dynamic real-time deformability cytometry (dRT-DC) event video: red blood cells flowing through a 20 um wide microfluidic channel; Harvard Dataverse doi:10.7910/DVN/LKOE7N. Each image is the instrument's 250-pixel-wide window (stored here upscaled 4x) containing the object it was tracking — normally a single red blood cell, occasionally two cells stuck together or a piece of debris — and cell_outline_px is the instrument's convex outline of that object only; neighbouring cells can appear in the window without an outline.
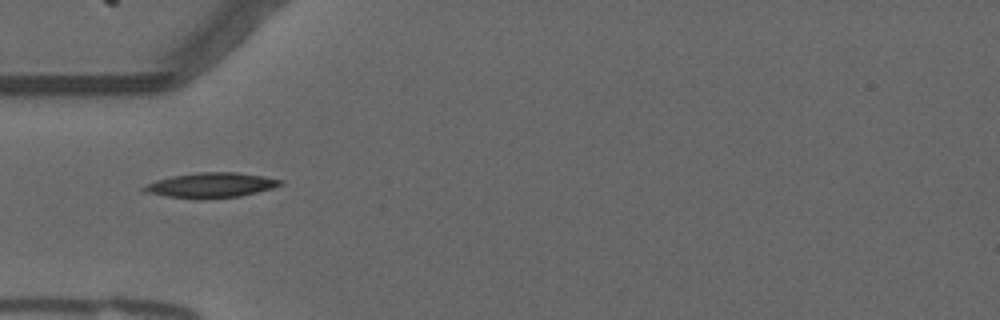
{"species": "common noctule bat (a hibernating species)", "species_latin": "Nyctalus noctula", "temperature_condition": "warm", "stored_images_in_passage": 39, "camera_frame_rate_fps": 3000, "um_per_image_px": 0.085, "animal": {"sex": "male", "forearm_length_mm": 52.5}, "frame": {"image": 1, "passage_image": 1, "time_ms": 0.0, "image_size_px": [1000, 320], "cell_outline_px": [[284, 184], [272, 188], [240, 196], [168, 196], [140, 192], [140, 188], [156, 180], [172, 176], [196, 172], [236, 172], [284, 180]], "centroid_in_image_um": [17.93, 15.69], "position_along_channel_um": 67.1, "area_um2": 18.96}}
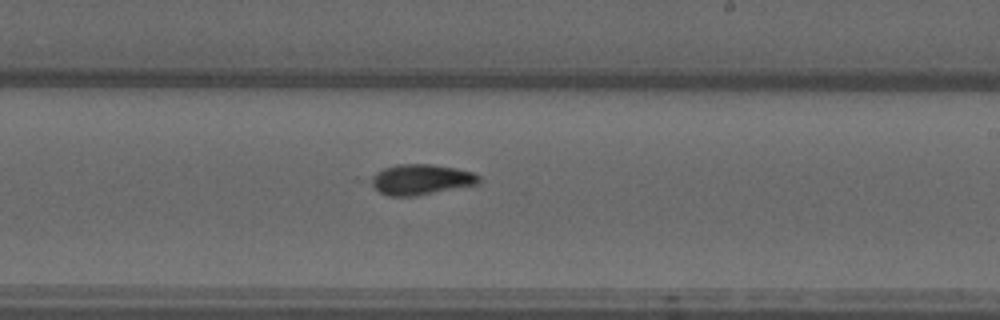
{"frame": {"image": 2, "passage_image": 16, "time_ms": 5.0, "image_size_px": [1000, 320], "cell_outline_px": [[480, 184], [416, 196], [388, 196], [380, 192], [360, 180], [384, 168], [396, 164], [432, 164], [456, 168], [472, 172], [480, 176]], "centroid_in_image_um": [35.66, 15.26], "position_along_channel_um": 253.3, "area_um2": 19.88}}
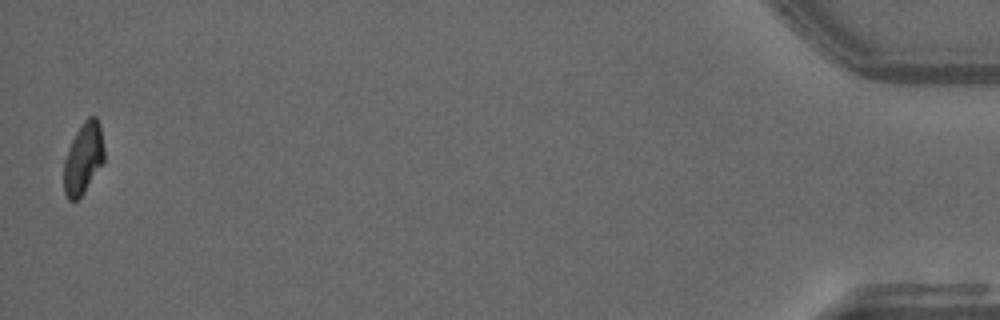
{"frame": {"image": 3, "passage_image": 38, "time_ms": 12.333, "image_size_px": [1000, 320], "cell_outline_px": [[104, 160], [80, 196], [76, 200], [68, 200], [64, 192], [64, 160], [68, 148], [76, 132], [84, 120], [88, 116], [96, 116], [100, 124], [104, 148]], "centroid_in_image_um": [7.07, 13.41], "position_along_channel_um": 428.1, "area_um2": 16.47}, "authors_computed_cell_mechanics": {"area_um2": 18.6116, "velocity_mm_per_s": 3.7191, "shape_relaxation_time_tau1_ms": 6.3598, "shape_relaxation_time_tau2_ms": 4.5182, "deformation_change_tau1": 0.2121, "deformation_change_tau2": 0.0686}}